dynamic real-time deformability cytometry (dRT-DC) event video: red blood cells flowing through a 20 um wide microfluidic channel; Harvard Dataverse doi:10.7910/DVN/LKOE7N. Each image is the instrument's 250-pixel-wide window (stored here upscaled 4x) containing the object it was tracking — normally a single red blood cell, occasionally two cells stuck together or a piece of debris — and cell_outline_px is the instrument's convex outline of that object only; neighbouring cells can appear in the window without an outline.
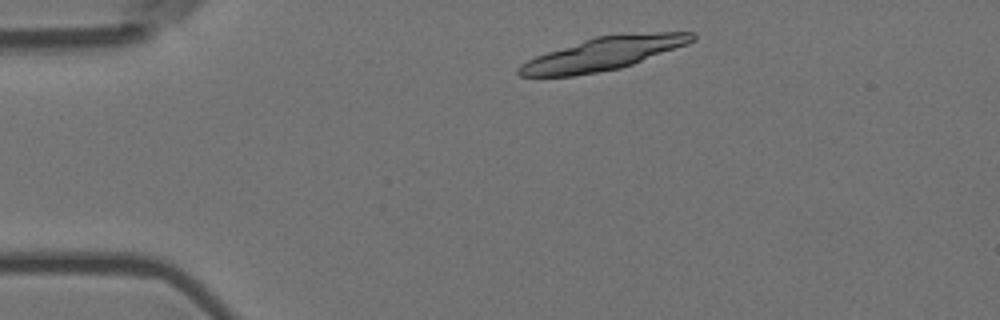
{"species": "Egyptian fruit bat (a non-hibernating species)", "species_latin": "Rousettus aegyptiacus", "temperature_condition": "room temperature", "stored_images_in_passage": 3, "camera_frame_rate_fps": 3000, "um_per_image_px": 0.085, "animal": {"sex": "female"}, "frame": {"image": 1, "passage_image": 1, "time_ms": 0.0, "image_size_px": [1000, 320], "cell_outline_px": [[696, 40], [688, 44], [632, 64], [620, 68], [572, 76], [520, 76], [516, 72], [516, 68], [520, 64], [536, 56], [596, 36], [620, 32], [696, 32]], "centroid_in_image_um": [51.33, 4.53], "position_along_channel_um": 33.7, "area_um2": 33.41}}